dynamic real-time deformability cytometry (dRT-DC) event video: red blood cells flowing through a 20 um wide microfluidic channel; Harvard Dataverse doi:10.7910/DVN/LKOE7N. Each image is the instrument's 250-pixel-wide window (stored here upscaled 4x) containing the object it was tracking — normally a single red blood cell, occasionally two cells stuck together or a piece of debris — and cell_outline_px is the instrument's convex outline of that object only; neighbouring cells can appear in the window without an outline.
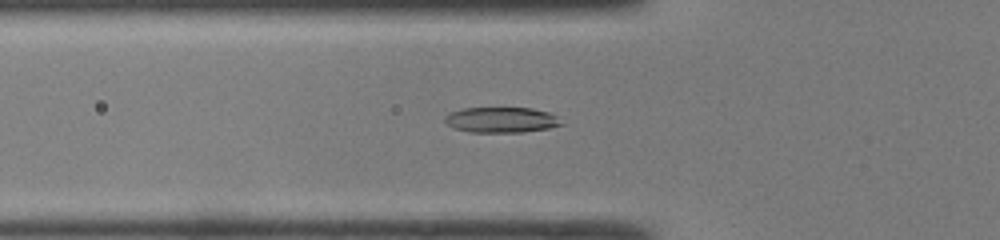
{"species": "common noctule bat (a hibernating species)", "species_latin": "Nyctalus noctula", "temperature_condition": "room temperature", "stored_images_in_passage": 45, "camera_frame_rate_fps": 3000, "um_per_image_px": 0.085, "animal": {"sex": "male", "body_mass_g": 19.0, "forearm_length_mm": 50.8}, "frame": {"image": 1, "passage_image": 16, "time_ms": 5.0, "image_size_px": [1000, 240], "cell_outline_px": [[564, 124], [548, 128], [524, 132], [468, 132], [452, 128], [444, 120], [444, 116], [448, 112], [464, 108], [532, 108], [548, 112], [556, 116]], "centroid_in_image_um": [42.57, 10.19], "position_along_channel_um": 83.2, "area_um2": 17.4}}
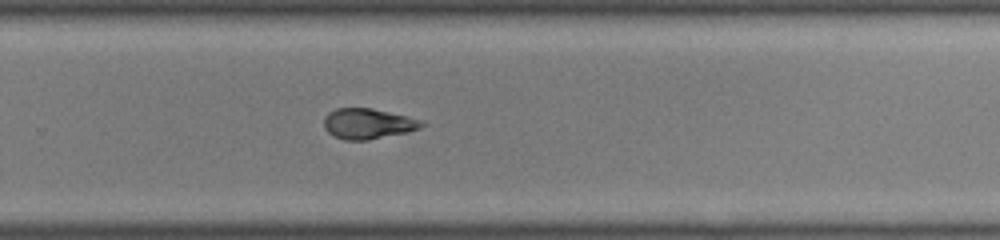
{"frame": {"image": 2, "passage_image": 31, "time_ms": 10.0, "image_size_px": [1000, 240], "cell_outline_px": [[428, 124], [420, 128], [408, 132], [368, 140], [344, 140], [328, 132], [324, 128], [324, 116], [328, 112], [336, 108], [372, 108], [408, 116], [424, 120]], "centroid_in_image_um": [31.31, 10.5], "position_along_channel_um": 298.5, "area_um2": 17.57}}
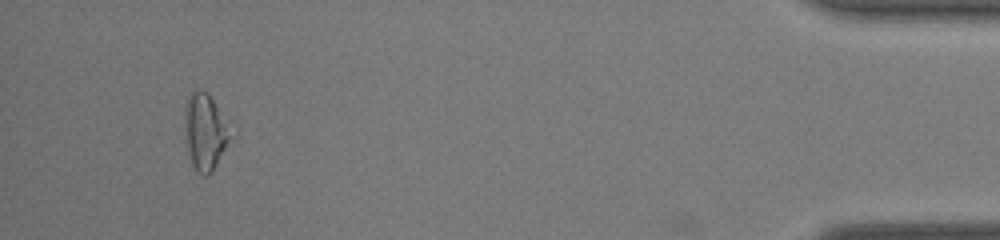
{"frame": {"image": 3, "passage_image": 44, "time_ms": 14.333, "image_size_px": [1000, 240], "cell_outline_px": [[228, 140], [216, 164], [208, 176], [204, 176], [196, 172], [192, 164], [188, 152], [184, 136], [184, 108], [188, 96], [196, 88], [208, 92], [216, 108], [228, 136]], "centroid_in_image_um": [17.29, 11.21], "position_along_channel_um": 417.9, "area_um2": 19.31}}